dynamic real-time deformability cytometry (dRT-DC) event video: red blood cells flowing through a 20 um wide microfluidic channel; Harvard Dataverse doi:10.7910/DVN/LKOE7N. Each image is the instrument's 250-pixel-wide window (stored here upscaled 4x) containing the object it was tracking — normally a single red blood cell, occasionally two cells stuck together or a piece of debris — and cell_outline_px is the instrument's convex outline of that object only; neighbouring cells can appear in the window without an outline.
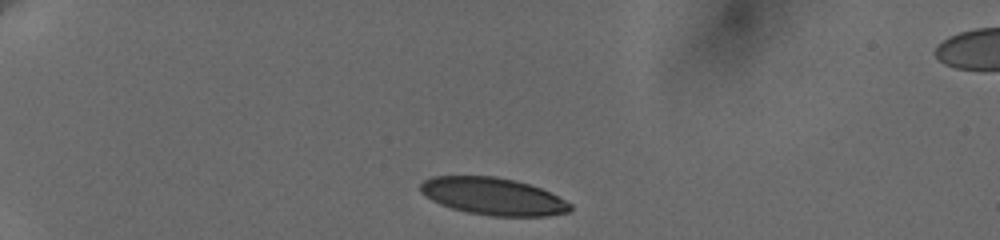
{"species": "human", "species_latin": "Homo sapiens", "temperature_condition": "cold", "stored_images_in_passage": 6, "camera_frame_rate_fps": 3000, "um_per_image_px": 0.085, "donor": {"sex": "female"}, "frame": {"image": 1, "passage_image": 1, "time_ms": 0.0, "image_size_px": [1000, 240], "cell_outline_px": [[572, 212], [548, 216], [492, 216], [468, 212], [452, 208], [440, 204], [432, 200], [420, 192], [420, 184], [424, 180], [432, 176], [496, 176], [516, 180], [540, 188], [572, 204]], "centroid_in_image_um": [41.91, 16.69], "position_along_channel_um": 43.1, "area_um2": 32.54}}
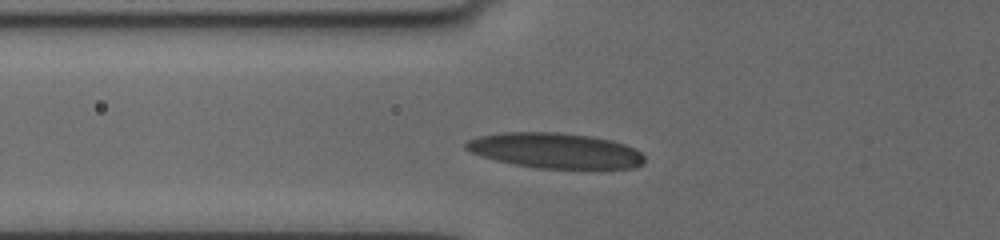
{"frame": {"image": 2, "passage_image": 4, "time_ms": 2.667, "image_size_px": [1000, 240], "cell_outline_px": [[644, 160], [640, 164], [632, 168], [588, 172], [540, 168], [512, 164], [480, 156], [464, 148], [464, 144], [468, 140], [476, 136], [504, 132], [556, 132], [588, 136], [612, 140], [636, 148], [644, 156]], "centroid_in_image_um": [47.25, 12.85], "position_along_channel_um": 78.6, "area_um2": 37.97}}
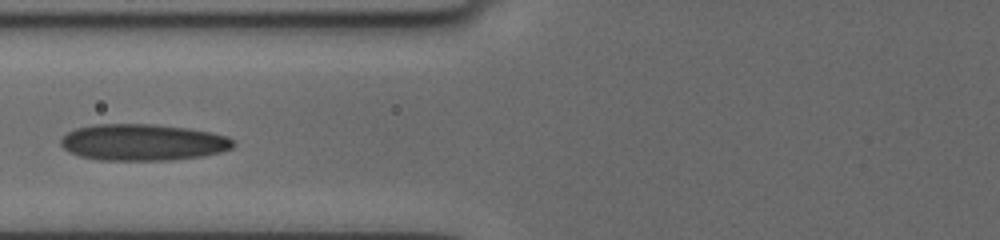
{"frame": {"image": 3, "passage_image": 5, "time_ms": 3.667, "image_size_px": [1000, 240], "cell_outline_px": [[236, 144], [232, 148], [220, 152], [204, 156], [172, 160], [100, 160], [80, 156], [68, 152], [60, 144], [60, 136], [76, 128], [96, 124], [152, 124], [188, 128], [212, 132], [228, 136]], "centroid_in_image_um": [12.14, 12.1], "position_along_channel_um": 113.7, "area_um2": 36.99}}